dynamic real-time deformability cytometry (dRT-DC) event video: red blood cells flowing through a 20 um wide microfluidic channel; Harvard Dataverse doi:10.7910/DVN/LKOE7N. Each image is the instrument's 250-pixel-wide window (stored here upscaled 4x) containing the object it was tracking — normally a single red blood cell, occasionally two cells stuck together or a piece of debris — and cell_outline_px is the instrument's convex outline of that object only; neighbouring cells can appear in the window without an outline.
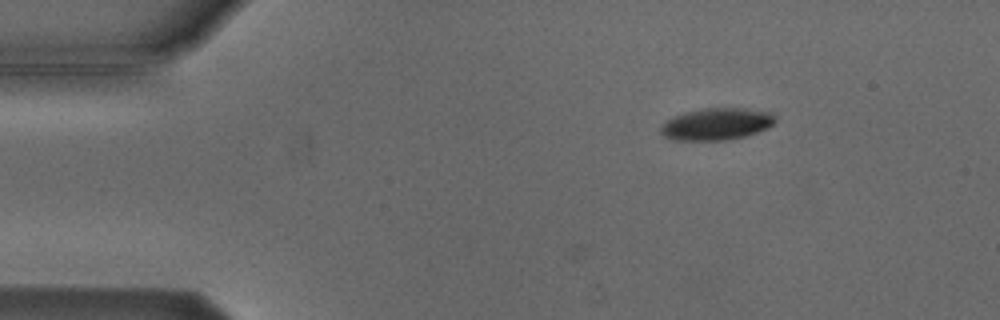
{"species": "Egyptian fruit bat (a non-hibernating species)", "species_latin": "Rousettus aegyptiacus", "temperature_condition": "cold", "stored_images_in_passage": 3, "camera_frame_rate_fps": 3000, "um_per_image_px": 0.085, "animal": {"sex": "male"}, "frame": {"image": 1, "passage_image": 3, "time_ms": 2.333, "image_size_px": [1000, 320], "cell_outline_px": [[776, 120], [768, 128], [744, 136], [728, 140], [672, 140], [660, 136], [660, 128], [668, 120], [684, 112], [704, 108], [748, 108], [772, 112], [776, 116]], "centroid_in_image_um": [60.92, 10.54], "position_along_channel_um": 24.1, "area_um2": 21.44}}